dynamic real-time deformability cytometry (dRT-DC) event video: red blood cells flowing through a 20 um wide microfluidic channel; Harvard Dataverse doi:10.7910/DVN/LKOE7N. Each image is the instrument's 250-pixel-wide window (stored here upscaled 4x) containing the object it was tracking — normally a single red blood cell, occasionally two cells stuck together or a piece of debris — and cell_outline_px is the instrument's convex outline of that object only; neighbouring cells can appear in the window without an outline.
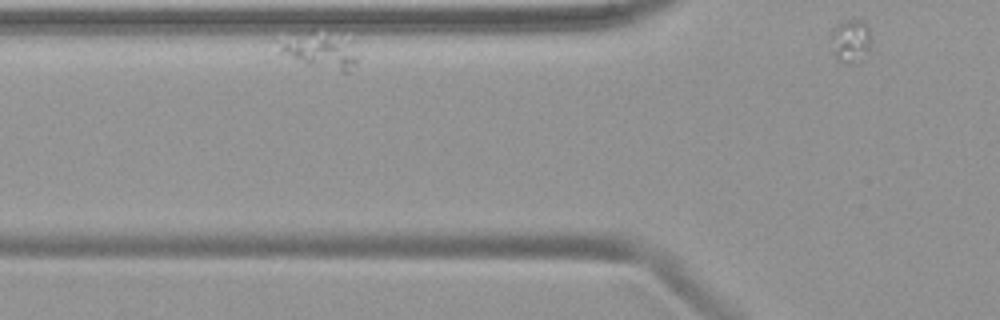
{"species": "common noctule bat (a hibernating species)", "species_latin": "Nyctalus noctula", "temperature_condition": "warm", "stored_images_in_passage": 5, "camera_frame_rate_fps": 3000, "um_per_image_px": 0.085, "animal": {"sex": "female", "body_mass_g": 19.9}, "frame": {"image": 1, "passage_image": 4, "time_ms": 1.0, "image_size_px": [1000, 320], "cell_outline_px": [[356, 60], [352, 72], [340, 72], [308, 64], [296, 60], [276, 52], [284, 44], [324, 40], [352, 40], [356, 56]], "centroid_in_image_um": [27.47, 4.59], "position_along_channel_um": 98.3, "area_um2": 12.95}}